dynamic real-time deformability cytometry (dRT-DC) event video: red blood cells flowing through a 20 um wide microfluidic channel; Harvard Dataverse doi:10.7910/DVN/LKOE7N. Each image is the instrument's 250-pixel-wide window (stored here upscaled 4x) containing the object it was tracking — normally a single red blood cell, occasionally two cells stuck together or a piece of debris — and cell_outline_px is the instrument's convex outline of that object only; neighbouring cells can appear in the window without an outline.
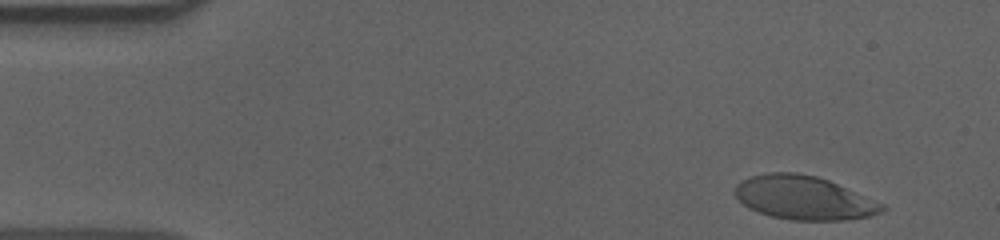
{"species": "human", "species_latin": "Homo sapiens", "temperature_condition": "cold", "stored_images_in_passage": 45, "camera_frame_rate_fps": 3000, "um_per_image_px": 0.085, "donor": {"sex": "male"}, "frame": {"image": 1, "passage_image": 3, "time_ms": 0.667, "image_size_px": [1000, 240], "cell_outline_px": [[888, 208], [872, 216], [844, 220], [792, 220], [772, 216], [748, 208], [732, 192], [736, 184], [748, 176], [768, 172], [796, 172], [816, 176], [828, 180], [884, 204]], "centroid_in_image_um": [68.3, 16.8], "position_along_channel_um": 16.7, "area_um2": 37.45}}
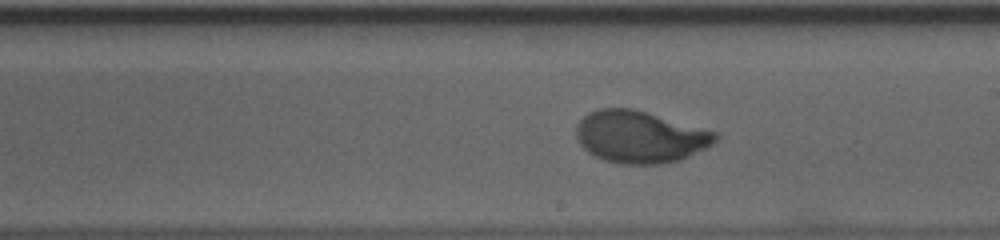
{"frame": {"image": 2, "passage_image": 30, "time_ms": 9.667, "image_size_px": [1000, 240], "cell_outline_px": [[720, 140], [680, 160], [660, 164], [620, 164], [604, 160], [588, 152], [580, 144], [576, 136], [576, 124], [588, 112], [600, 108], [632, 108], [720, 132]], "centroid_in_image_um": [54.42, 11.62], "position_along_channel_um": 234.6, "area_um2": 42.48}}
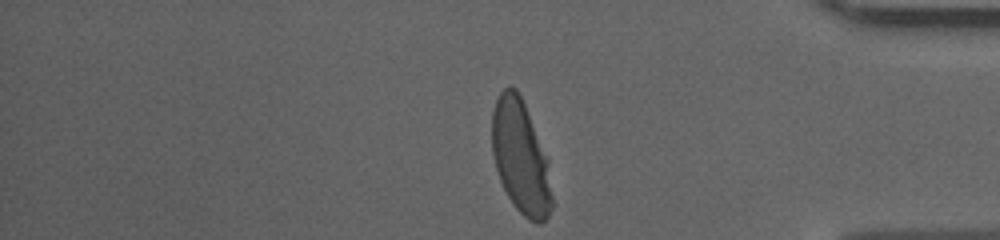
{"frame": {"image": 3, "passage_image": 45, "time_ms": 14.667, "image_size_px": [1000, 240], "cell_outline_px": [[552, 208], [548, 216], [540, 224], [536, 224], [528, 220], [512, 204], [500, 180], [496, 168], [492, 152], [492, 112], [496, 100], [500, 92], [508, 84], [516, 88], [524, 104], [548, 156], [552, 196]], "centroid_in_image_um": [44.26, 13.36], "position_along_channel_um": 390.9, "area_um2": 39.88}, "authors_computed_cell_mechanics": {"area_um2": 40.8068, "velocity_mm_per_s": 3.5918, "shape_relaxation_time_tau1_ms": 3.1509, "shape_relaxation_time_tau2_ms": null, "deformation_change_tau1": 0.1763, "deformation_change_tau2": null}}